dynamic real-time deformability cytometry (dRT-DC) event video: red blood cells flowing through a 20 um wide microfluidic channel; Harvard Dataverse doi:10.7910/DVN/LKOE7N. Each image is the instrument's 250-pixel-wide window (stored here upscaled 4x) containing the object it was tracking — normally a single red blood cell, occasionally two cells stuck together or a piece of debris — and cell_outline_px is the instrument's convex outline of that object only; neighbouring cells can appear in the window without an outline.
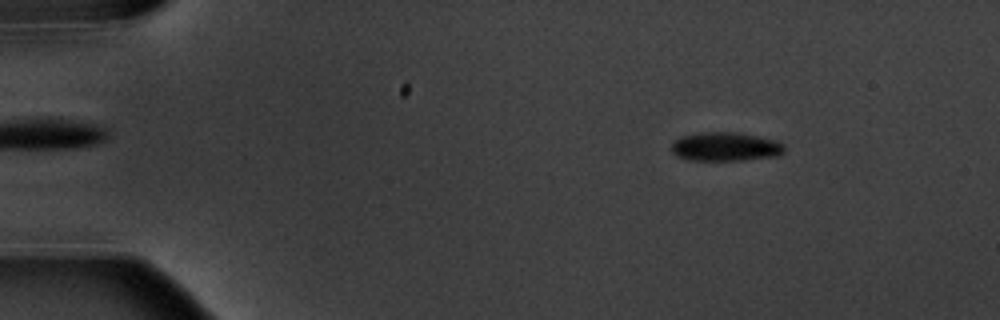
{"species": "common noctule bat (a hibernating species)", "species_latin": "Nyctalus noctula", "temperature_condition": "warm", "stored_images_in_passage": 6, "camera_frame_rate_fps": 3000, "um_per_image_px": 0.085, "animal": {"sex": "male", "body_mass_g": 20.1, "forearm_length_mm": 53.5}, "frame": {"image": 1, "passage_image": 2, "time_ms": 1.0, "image_size_px": [1000, 320], "cell_outline_px": [[784, 152], [780, 156], [744, 160], [688, 160], [676, 156], [672, 152], [672, 144], [676, 140], [684, 136], [700, 132], [736, 132], [776, 140], [784, 144]], "centroid_in_image_um": [61.7, 12.48], "position_along_channel_um": 23.3, "area_um2": 19.02}}
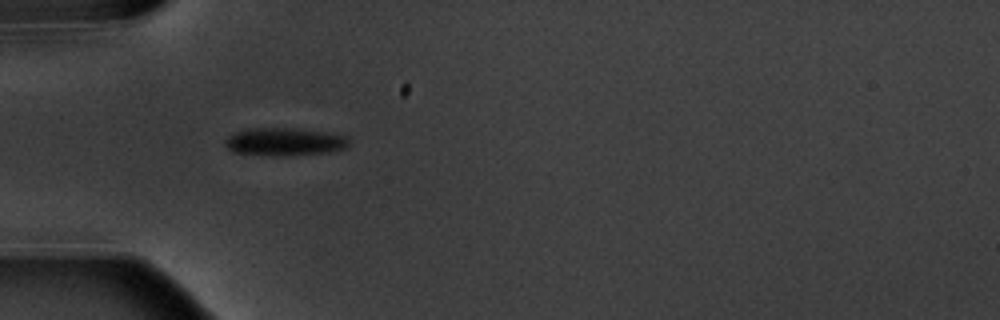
{"frame": {"image": 2, "passage_image": 5, "time_ms": 4.333, "image_size_px": [1000, 320], "cell_outline_px": [[348, 144], [344, 148], [328, 152], [288, 156], [264, 156], [232, 152], [224, 144], [224, 140], [228, 136], [236, 132], [248, 128], [300, 128], [348, 136]], "centroid_in_image_um": [24.14, 12.06], "position_along_channel_um": 60.9, "area_um2": 20.4}}